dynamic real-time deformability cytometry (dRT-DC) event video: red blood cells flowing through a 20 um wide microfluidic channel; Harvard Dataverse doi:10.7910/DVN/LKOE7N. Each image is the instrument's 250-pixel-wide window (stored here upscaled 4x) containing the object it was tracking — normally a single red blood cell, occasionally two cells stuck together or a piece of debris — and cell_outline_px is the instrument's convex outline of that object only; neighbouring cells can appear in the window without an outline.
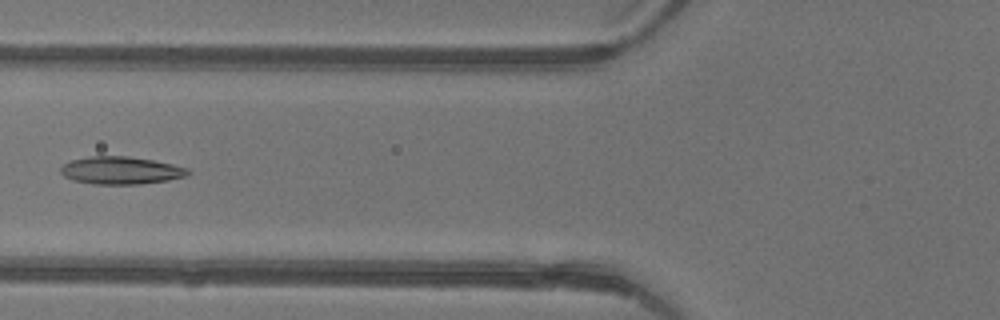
{"species": "common noctule bat (a hibernating species)", "species_latin": "Nyctalus noctula", "temperature_condition": "warm", "stored_images_in_passage": 7, "camera_frame_rate_fps": 3000, "um_per_image_px": 0.085, "animal": {"sex": "female"}, "frame": {"image": 1, "passage_image": 6, "time_ms": 1.667, "image_size_px": [1000, 320], "cell_outline_px": [[192, 172], [188, 176], [168, 180], [140, 184], [96, 184], [72, 180], [64, 176], [60, 172], [60, 168], [64, 164], [72, 160], [88, 156], [128, 156], [152, 160], [172, 164], [188, 168]], "centroid_in_image_um": [10.29, 14.48], "position_along_channel_um": 115.5, "area_um2": 20.52}}
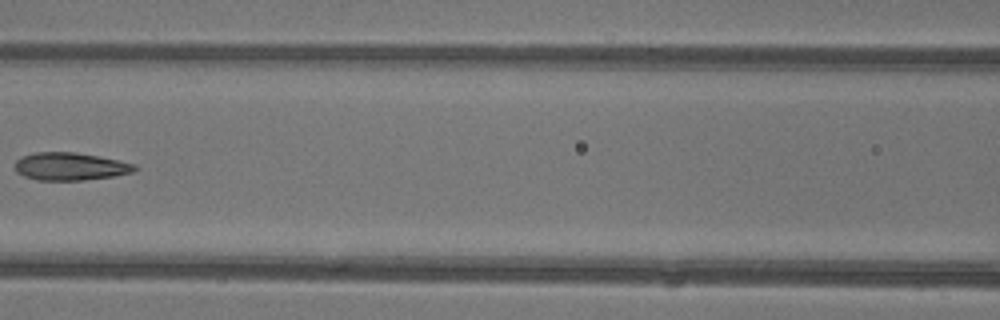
{"frame": {"image": 2, "passage_image": 7, "time_ms": 2.0, "image_size_px": [1000, 320], "cell_outline_px": [[140, 168], [132, 172], [112, 176], [84, 180], [36, 180], [24, 176], [16, 172], [16, 160], [20, 156], [36, 152], [76, 152], [136, 164]], "centroid_in_image_um": [5.95, 14.14], "position_along_channel_um": 160.6, "area_um2": 19.31}}